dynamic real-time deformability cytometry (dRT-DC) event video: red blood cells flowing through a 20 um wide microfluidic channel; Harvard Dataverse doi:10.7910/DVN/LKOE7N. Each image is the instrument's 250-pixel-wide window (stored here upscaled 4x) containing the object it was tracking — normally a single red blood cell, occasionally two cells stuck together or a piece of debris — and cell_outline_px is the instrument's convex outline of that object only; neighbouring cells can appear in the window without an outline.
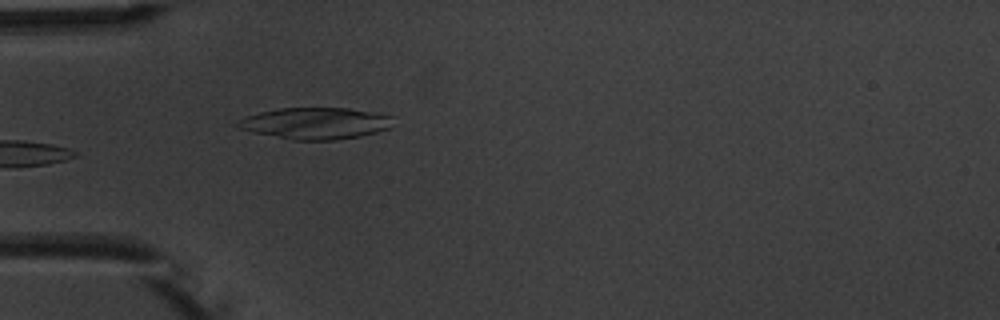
{"species": "common noctule bat (a hibernating species)", "species_latin": "Nyctalus noctula", "temperature_condition": "warm", "stored_images_in_passage": 5, "camera_frame_rate_fps": 3000, "um_per_image_px": 0.085, "animal": {"sex": "male", "body_mass_g": 20.1, "forearm_length_mm": 53.5}, "frame": {"image": 1, "passage_image": 5, "time_ms": 5.333, "image_size_px": [1000, 320], "cell_outline_px": [[392, 116], [388, 128], [376, 132], [360, 136], [336, 140], [292, 140], [252, 132], [236, 128], [232, 124], [248, 116], [260, 112], [280, 108], [348, 108], [376, 112]], "centroid_in_image_um": [26.76, 10.48], "position_along_channel_um": 58.2, "area_um2": 28.55}}